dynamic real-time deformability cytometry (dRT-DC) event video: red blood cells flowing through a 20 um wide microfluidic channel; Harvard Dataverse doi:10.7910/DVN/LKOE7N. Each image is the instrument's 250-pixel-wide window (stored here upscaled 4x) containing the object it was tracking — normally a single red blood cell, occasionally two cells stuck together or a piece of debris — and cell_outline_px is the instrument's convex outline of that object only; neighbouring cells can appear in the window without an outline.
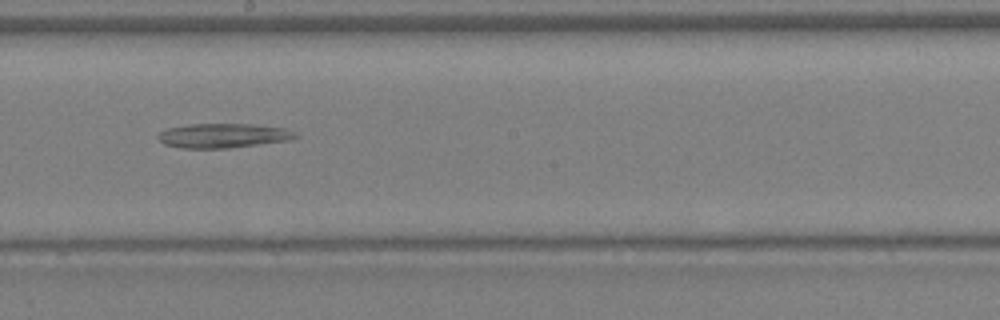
{"species": "Egyptian fruit bat (a non-hibernating species)", "species_latin": "Rousettus aegyptiacus", "temperature_condition": "warm", "stored_images_in_passage": 26, "camera_frame_rate_fps": 3000, "um_per_image_px": 0.085, "animal": {"sex": "female"}, "frame": {"image": 1, "passage_image": 11, "time_ms": 3.333, "image_size_px": [1000, 320], "cell_outline_px": [[300, 136], [288, 140], [228, 148], [180, 148], [164, 144], [156, 136], [160, 132], [168, 128], [192, 124], [252, 124], [284, 128], [296, 132]], "centroid_in_image_um": [18.97, 11.53], "position_along_channel_um": 229.2, "area_um2": 19.42}}
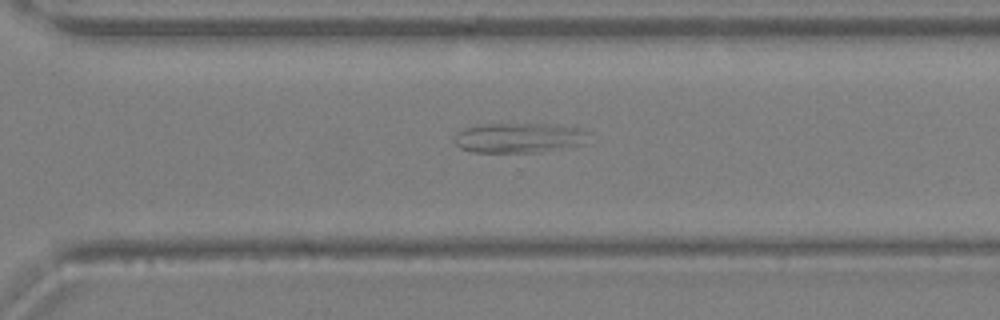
{"frame": {"image": 2, "passage_image": 16, "time_ms": 5.0, "image_size_px": [1000, 320], "cell_outline_px": [[592, 132], [584, 144], [536, 152], [472, 152], [460, 148], [452, 140], [452, 136], [456, 132], [464, 128], [484, 124], [556, 124], [580, 128]], "centroid_in_image_um": [44.11, 11.7], "position_along_channel_um": 326.5, "area_um2": 23.7}}
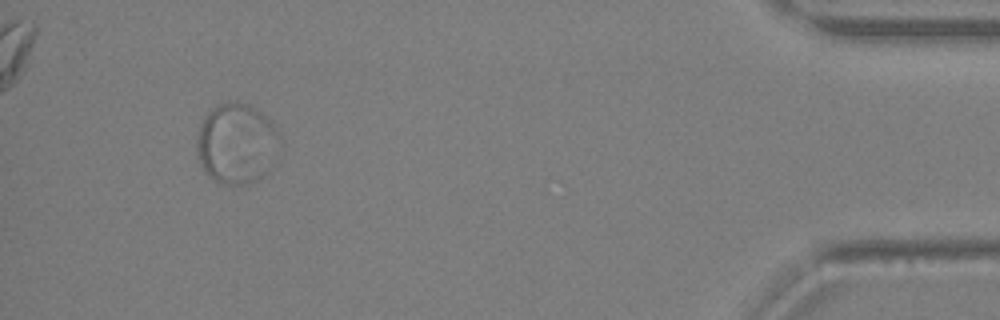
{"frame": {"image": 3, "passage_image": 24, "time_ms": 7.667, "image_size_px": [1000, 320], "cell_outline_px": [[276, 136], [272, 164], [268, 172], [256, 180], [248, 184], [224, 184], [208, 176], [200, 164], [196, 152], [196, 140], [200, 124], [204, 116], [212, 108], [220, 104], [248, 104], [256, 108], [272, 120], [276, 128]], "centroid_in_image_um": [20.05, 12.21], "position_along_channel_um": 415.1, "area_um2": 38.26}}